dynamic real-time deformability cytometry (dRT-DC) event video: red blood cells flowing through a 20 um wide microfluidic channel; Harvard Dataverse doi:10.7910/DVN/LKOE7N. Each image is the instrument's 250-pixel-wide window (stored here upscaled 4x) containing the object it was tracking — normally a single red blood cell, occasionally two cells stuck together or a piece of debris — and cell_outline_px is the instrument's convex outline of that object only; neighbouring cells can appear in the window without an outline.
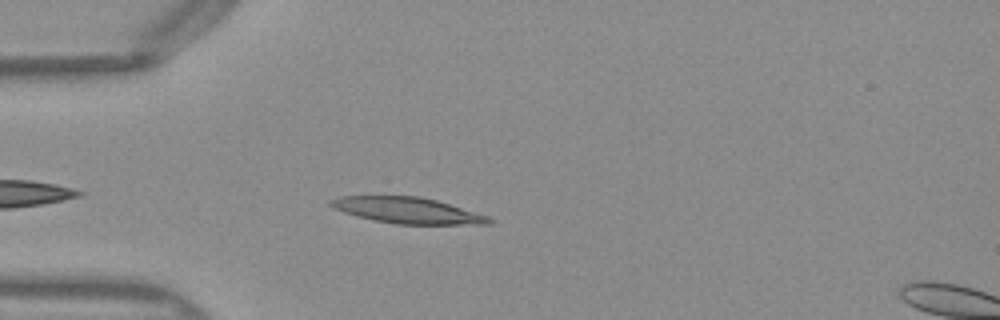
{"species": "Egyptian fruit bat (a non-hibernating species)", "species_latin": "Rousettus aegyptiacus", "temperature_condition": "warm", "stored_images_in_passage": 28, "camera_frame_rate_fps": 3000, "um_per_image_px": 0.085, "frame": {"image": 1, "passage_image": 4, "time_ms": 1.0, "image_size_px": [1000, 320], "cell_outline_px": [[492, 224], [396, 224], [356, 216], [344, 212], [328, 204], [328, 200], [340, 196], [420, 196], [436, 200], [488, 216], [492, 220]], "centroid_in_image_um": [34.62, 17.88], "position_along_channel_um": 50.4, "area_um2": 23.76}}
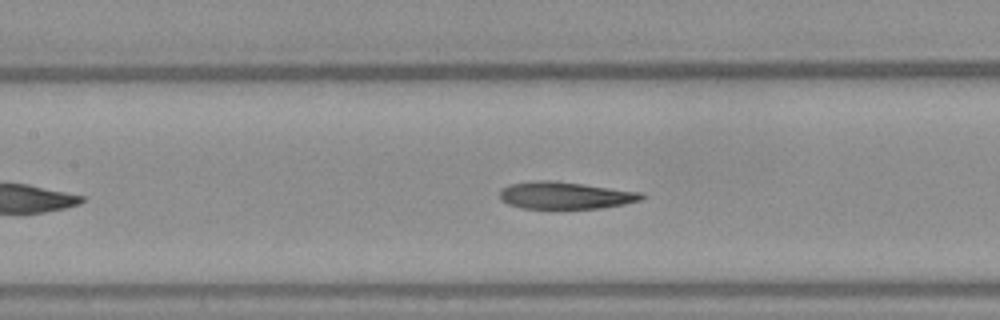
{"frame": {"image": 2, "passage_image": 13, "time_ms": 4.0, "image_size_px": [1000, 320], "cell_outline_px": [[644, 196], [640, 200], [624, 204], [600, 208], [524, 208], [508, 204], [500, 200], [500, 192], [508, 184], [532, 180], [556, 180], [644, 192]], "centroid_in_image_um": [48.05, 16.59], "position_along_channel_um": 159.4, "area_um2": 22.6}}
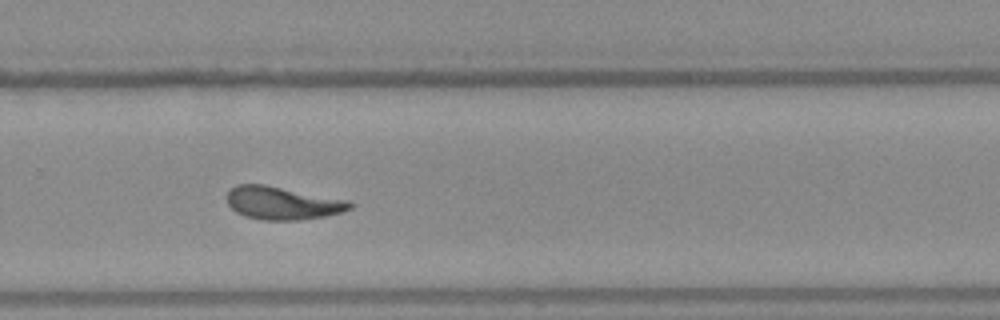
{"frame": {"image": 3, "passage_image": 24, "time_ms": 7.667, "image_size_px": [1000, 320], "cell_outline_px": [[352, 208], [340, 212], [324, 216], [296, 220], [260, 220], [244, 216], [236, 212], [228, 204], [228, 192], [236, 184], [264, 184], [348, 200], [352, 204]], "centroid_in_image_um": [23.98, 17.26], "position_along_channel_um": 305.8, "area_um2": 23.41}}